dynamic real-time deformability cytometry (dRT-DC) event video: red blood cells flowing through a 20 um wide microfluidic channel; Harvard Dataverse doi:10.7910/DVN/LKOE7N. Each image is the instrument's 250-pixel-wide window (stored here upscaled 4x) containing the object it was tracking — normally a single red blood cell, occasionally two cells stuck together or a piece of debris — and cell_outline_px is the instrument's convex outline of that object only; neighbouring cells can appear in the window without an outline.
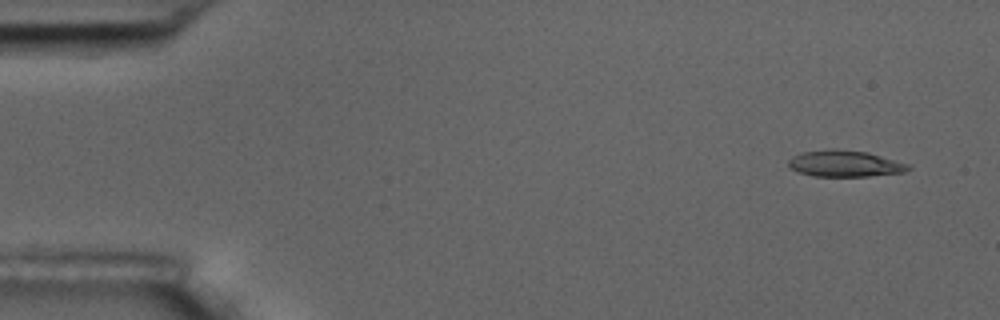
{"species": "common noctule bat (a hibernating species)", "species_latin": "Nyctalus noctula", "temperature_condition": "room temperature", "stored_images_in_passage": 5, "camera_frame_rate_fps": 3000, "um_per_image_px": 0.085, "animal": {"sex": "male", "body_mass_g": 17.5, "forearm_length_mm": 52.3}, "frame": {"image": 1, "passage_image": 1, "time_ms": 0.0, "image_size_px": [1000, 320], "cell_outline_px": [[912, 168], [904, 172], [868, 176], [812, 176], [796, 172], [788, 168], [788, 160], [792, 156], [800, 152], [832, 148], [836, 148], [868, 152], [912, 164]], "centroid_in_image_um": [71.8, 13.89], "position_along_channel_um": 13.2, "area_um2": 18.9}}